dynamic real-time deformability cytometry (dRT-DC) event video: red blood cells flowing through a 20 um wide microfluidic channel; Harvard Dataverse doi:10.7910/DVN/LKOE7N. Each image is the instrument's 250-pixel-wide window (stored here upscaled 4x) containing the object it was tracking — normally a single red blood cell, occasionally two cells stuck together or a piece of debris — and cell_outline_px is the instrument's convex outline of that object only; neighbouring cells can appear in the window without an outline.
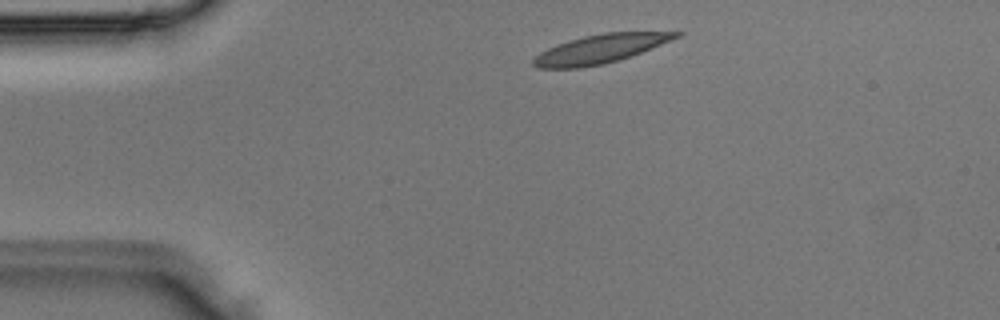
{"species": "Egyptian fruit bat (a non-hibernating species)", "species_latin": "Rousettus aegyptiacus", "temperature_condition": "room temperature", "stored_images_in_passage": 2, "camera_frame_rate_fps": 3000, "um_per_image_px": 0.085, "animal": {"sex": "male"}, "frame": {"image": 1, "passage_image": 1, "time_ms": 0.0, "image_size_px": [1000, 320], "cell_outline_px": [[684, 32], [680, 36], [632, 56], [620, 60], [604, 64], [580, 68], [536, 68], [532, 64], [532, 60], [540, 52], [556, 44], [568, 40], [584, 36], [604, 32]], "centroid_in_image_um": [50.98, 4.16], "position_along_channel_um": 34.0, "area_um2": 23.87}}